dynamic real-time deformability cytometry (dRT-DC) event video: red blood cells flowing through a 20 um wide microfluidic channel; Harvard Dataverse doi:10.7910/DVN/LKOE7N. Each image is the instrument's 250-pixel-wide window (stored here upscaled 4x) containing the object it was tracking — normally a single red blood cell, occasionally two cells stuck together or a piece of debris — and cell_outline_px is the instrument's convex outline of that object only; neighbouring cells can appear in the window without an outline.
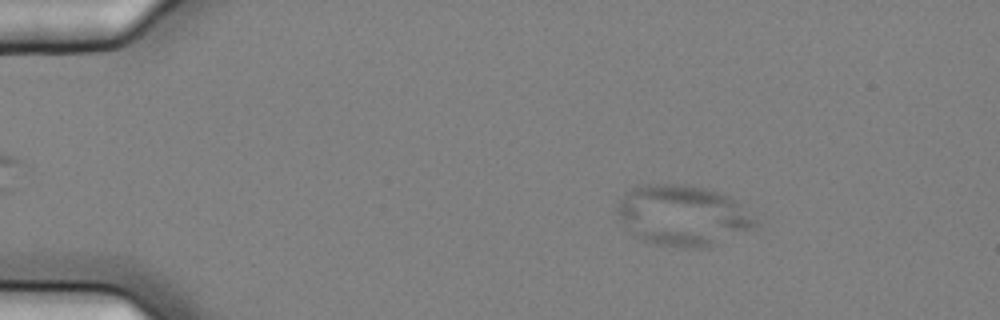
{"species": "common noctule bat (a hibernating species)", "species_latin": "Nyctalus noctula", "temperature_condition": "cold", "stored_images_in_passage": 58, "camera_frame_rate_fps": 3000, "um_per_image_px": 0.085, "animal": {"sex": "female", "body_mass_g": 25.1}, "frame": {"image": 1, "passage_image": 10, "time_ms": 3.0, "image_size_px": [1000, 320], "cell_outline_px": [[756, 228], [704, 248], [684, 248], [648, 244], [636, 236], [632, 232], [616, 212], [616, 204], [636, 184], [684, 184], [704, 188], [728, 196], [736, 200], [756, 220]], "centroid_in_image_um": [58.02, 18.32], "position_along_channel_um": 27.0, "area_um2": 48.67}}
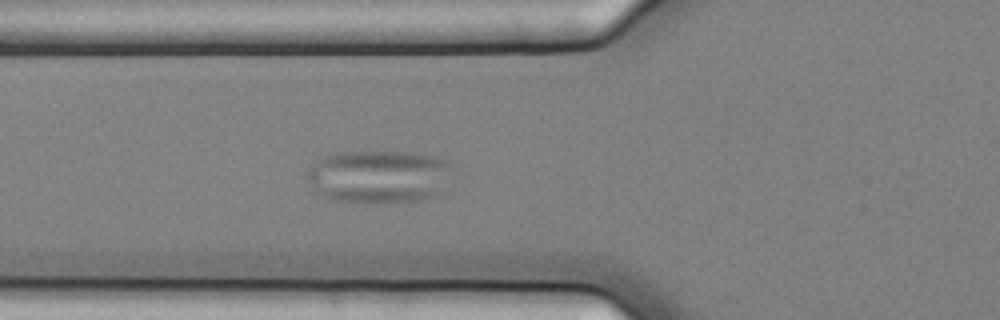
{"frame": {"image": 2, "passage_image": 22, "time_ms": 7.0, "image_size_px": [1000, 320], "cell_outline_px": [[452, 164], [436, 192], [432, 196], [420, 200], [336, 200], [324, 196], [316, 192], [308, 180], [308, 172], [324, 156], [336, 152], [404, 152], [432, 156], [448, 160]], "centroid_in_image_um": [32.14, 14.95], "position_along_channel_um": 93.7, "area_um2": 42.77}}
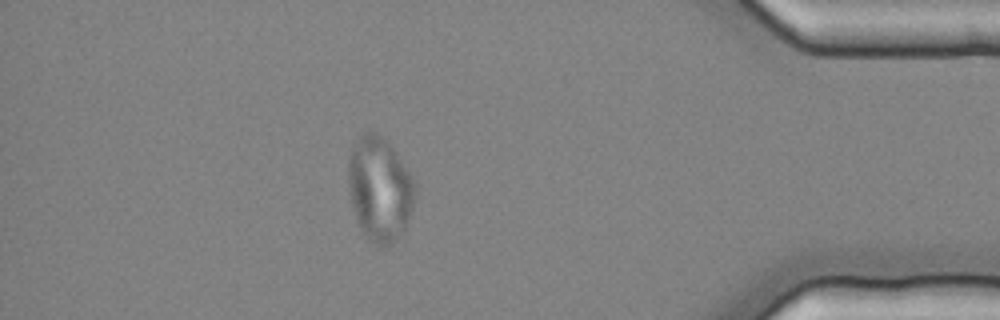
{"frame": {"image": 3, "passage_image": 51, "time_ms": 16.667, "image_size_px": [1000, 320], "cell_outline_px": [[416, 196], [404, 228], [392, 244], [380, 248], [360, 228], [352, 204], [348, 188], [348, 160], [352, 148], [356, 140], [364, 132], [376, 132], [388, 140], [412, 176], [416, 184]], "centroid_in_image_um": [32.27, 16.02], "position_along_channel_um": 402.9, "area_um2": 40.4}}